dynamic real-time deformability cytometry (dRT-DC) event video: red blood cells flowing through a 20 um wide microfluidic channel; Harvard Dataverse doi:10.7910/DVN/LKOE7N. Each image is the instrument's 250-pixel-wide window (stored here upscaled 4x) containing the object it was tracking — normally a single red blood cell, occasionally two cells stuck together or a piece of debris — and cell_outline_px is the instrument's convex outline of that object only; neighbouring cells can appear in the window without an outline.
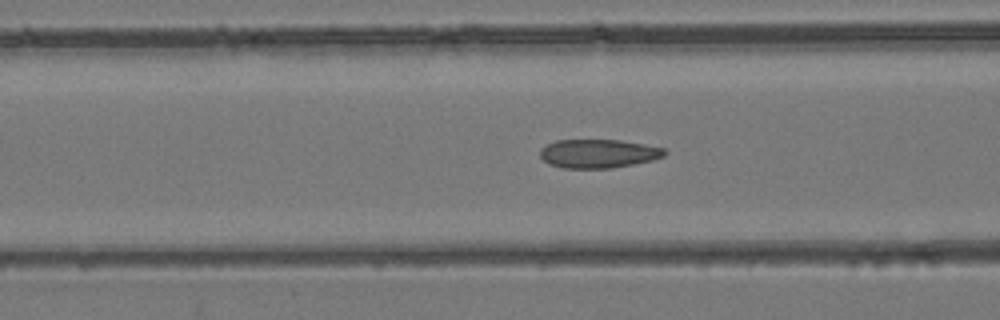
{"species": "common noctule bat (a hibernating species)", "species_latin": "Nyctalus noctula", "temperature_condition": "room temperature", "stored_images_in_passage": 47, "camera_frame_rate_fps": 3000, "um_per_image_px": 0.085, "animal": {"sex": "female", "body_mass_g": 24.6, "forearm_length_mm": 56.2}, "frame": {"image": 1, "passage_image": 19, "time_ms": 6.0, "image_size_px": [1000, 320], "cell_outline_px": [[668, 152], [664, 156], [652, 160], [612, 168], [564, 168], [548, 164], [540, 156], [540, 148], [556, 140], [620, 140], [644, 144], [664, 148]], "centroid_in_image_um": [50.85, 13.05], "position_along_channel_um": 115.7, "area_um2": 20.81}}
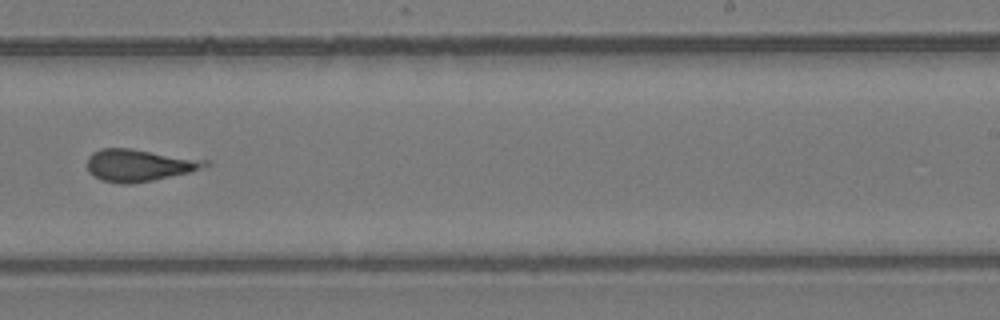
{"frame": {"image": 2, "passage_image": 30, "time_ms": 9.667, "image_size_px": [1000, 320], "cell_outline_px": [[212, 164], [188, 172], [152, 180], [132, 184], [120, 184], [104, 180], [88, 172], [88, 156], [92, 152], [100, 148], [132, 148], [208, 160]], "centroid_in_image_um": [11.81, 14.03], "position_along_channel_um": 277.2, "area_um2": 21.96}}
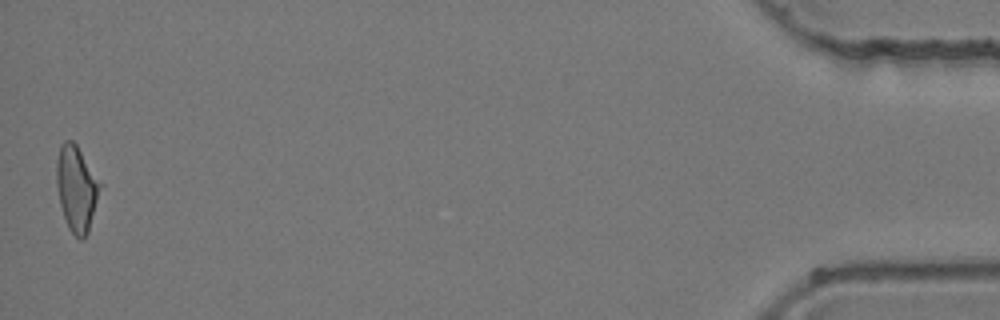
{"frame": {"image": 3, "passage_image": 47, "time_ms": 15.333, "image_size_px": [1000, 320], "cell_outline_px": [[104, 184], [88, 232], [84, 240], [80, 240], [68, 228], [60, 204], [56, 184], [56, 160], [60, 144], [64, 140], [72, 140], [76, 144]], "centroid_in_image_um": [6.54, 16.0], "position_along_channel_um": 428.7, "area_um2": 22.31}}